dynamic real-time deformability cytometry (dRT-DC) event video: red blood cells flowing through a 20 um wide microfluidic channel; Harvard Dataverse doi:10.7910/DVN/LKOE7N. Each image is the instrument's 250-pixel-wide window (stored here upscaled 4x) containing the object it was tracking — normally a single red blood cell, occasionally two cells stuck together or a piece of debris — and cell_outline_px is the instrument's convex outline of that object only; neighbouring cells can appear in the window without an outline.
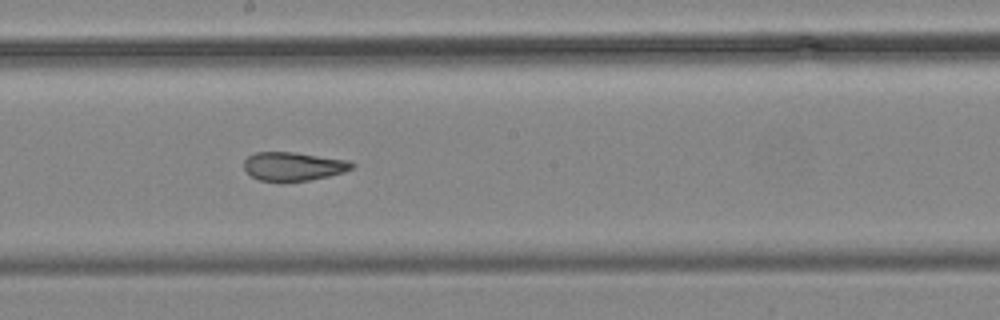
{"species": "common noctule bat (a hibernating species)", "species_latin": "Nyctalus noctula", "temperature_condition": "cold", "stored_images_in_passage": 17, "camera_frame_rate_fps": 3000, "um_per_image_px": 0.085, "animal": {"sex": "male", "body_mass_g": 19.2, "forearm_length_mm": 51.8}, "frame": {"image": 1, "passage_image": 15, "time_ms": 18.0, "image_size_px": [1000, 320], "cell_outline_px": [[356, 164], [352, 168], [344, 172], [328, 176], [308, 180], [260, 180], [252, 176], [244, 168], [244, 160], [248, 156], [256, 152], [292, 152], [348, 160]], "centroid_in_image_um": [24.95, 14.12], "position_along_channel_um": 223.3, "area_um2": 17.63}}
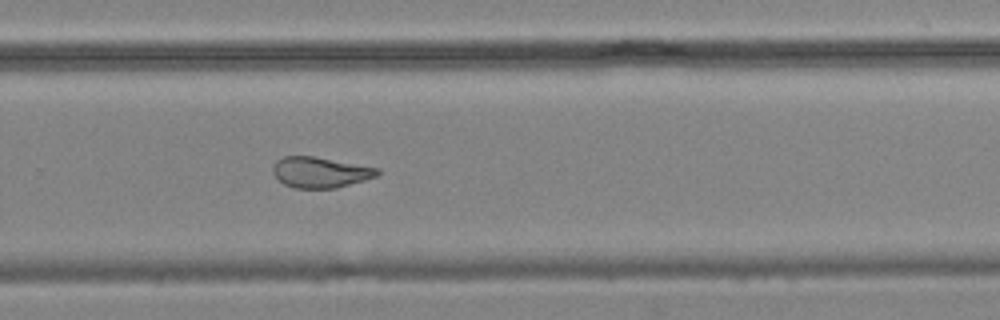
{"frame": {"image": 2, "passage_image": 17, "time_ms": 20.333, "image_size_px": [1000, 320], "cell_outline_px": [[380, 172], [376, 176], [364, 180], [336, 188], [296, 188], [284, 184], [272, 172], [272, 168], [276, 160], [284, 156], [312, 156], [380, 168]], "centroid_in_image_um": [27.21, 14.64], "position_along_channel_um": 302.6, "area_um2": 18.55}}